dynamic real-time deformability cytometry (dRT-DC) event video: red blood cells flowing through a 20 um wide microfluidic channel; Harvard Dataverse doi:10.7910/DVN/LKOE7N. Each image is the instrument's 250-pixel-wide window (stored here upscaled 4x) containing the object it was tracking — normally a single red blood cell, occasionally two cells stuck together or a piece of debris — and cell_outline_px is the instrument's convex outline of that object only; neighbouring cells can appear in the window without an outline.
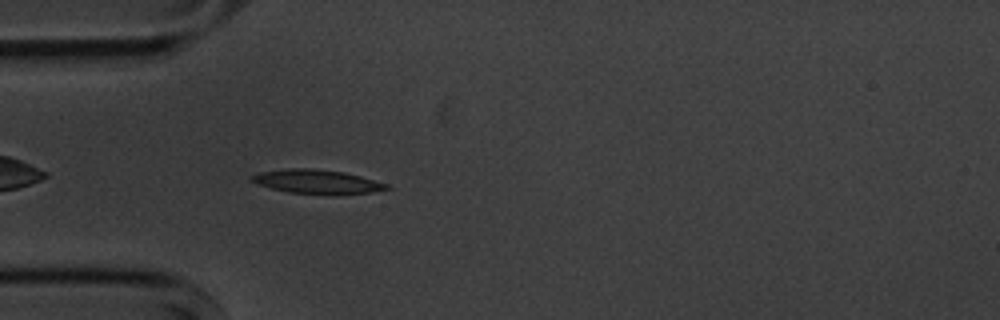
{"species": "common noctule bat (a hibernating species)", "species_latin": "Nyctalus noctula", "temperature_condition": "cold", "stored_images_in_passage": 5, "camera_frame_rate_fps": 3000, "um_per_image_px": 0.085, "animal": {"sex": "male", "body_mass_g": 20.1, "forearm_length_mm": 53.5}, "frame": {"image": 1, "passage_image": 5, "time_ms": 4.667, "image_size_px": [1000, 320], "cell_outline_px": [[392, 188], [372, 192], [332, 196], [288, 192], [272, 188], [248, 180], [248, 176], [260, 172], [288, 168], [312, 168], [344, 172], [360, 176], [388, 184]], "centroid_in_image_um": [26.96, 15.46], "position_along_channel_um": 58.0, "area_um2": 19.25}}